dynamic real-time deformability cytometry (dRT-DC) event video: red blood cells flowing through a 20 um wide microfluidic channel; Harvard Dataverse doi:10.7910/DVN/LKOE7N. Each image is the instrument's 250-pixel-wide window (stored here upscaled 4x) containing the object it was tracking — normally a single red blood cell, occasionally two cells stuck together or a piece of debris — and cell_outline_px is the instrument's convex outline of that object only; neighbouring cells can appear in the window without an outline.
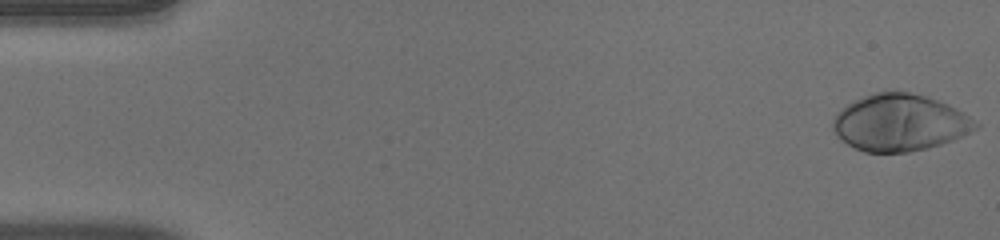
{"species": "human", "species_latin": "Homo sapiens", "temperature_condition": "warm", "stored_images_in_passage": 51, "camera_frame_rate_fps": 3000, "um_per_image_px": 0.085, "donor": {"sex": "male"}, "frame": {"image": 1, "passage_image": 1, "time_ms": 0.0, "image_size_px": [1000, 240], "cell_outline_px": [[980, 124], [976, 128], [952, 140], [928, 148], [908, 152], [864, 152], [848, 144], [836, 136], [832, 128], [832, 120], [836, 112], [840, 108], [852, 100], [876, 92], [908, 92], [924, 96], [948, 104], [964, 112]], "centroid_in_image_um": [76.43, 10.42], "position_along_channel_um": 8.6, "area_um2": 47.11}}
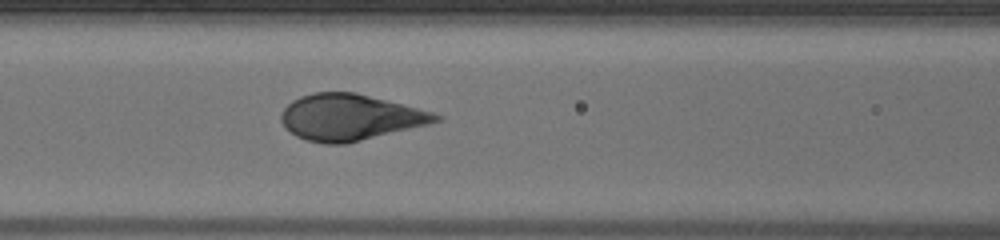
{"frame": {"image": 2, "passage_image": 22, "time_ms": 7.0, "image_size_px": [1000, 240], "cell_outline_px": [[444, 120], [428, 124], [344, 144], [324, 144], [308, 140], [296, 136], [280, 120], [280, 116], [284, 108], [292, 100], [300, 96], [312, 92], [356, 92], [432, 112], [444, 116]], "centroid_in_image_um": [29.75, 9.96], "position_along_channel_um": 136.9, "area_um2": 41.21}}
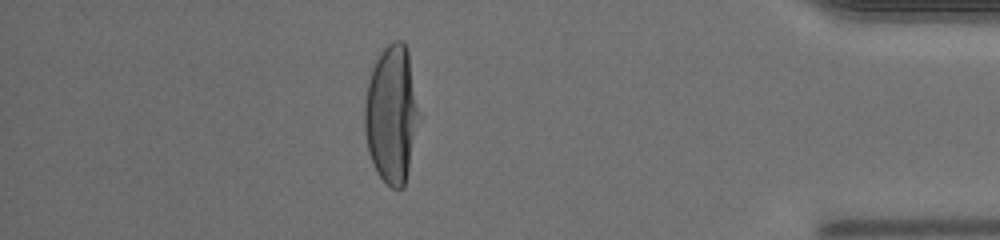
{"frame": {"image": 3, "passage_image": 45, "time_ms": 14.667, "image_size_px": [1000, 240], "cell_outline_px": [[420, 116], [408, 172], [404, 188], [392, 188], [376, 172], [368, 152], [364, 132], [364, 100], [372, 68], [380, 52], [392, 40], [400, 40], [404, 44], [408, 52]], "centroid_in_image_um": [33.27, 9.73], "position_along_channel_um": 401.9, "area_um2": 43.75}}